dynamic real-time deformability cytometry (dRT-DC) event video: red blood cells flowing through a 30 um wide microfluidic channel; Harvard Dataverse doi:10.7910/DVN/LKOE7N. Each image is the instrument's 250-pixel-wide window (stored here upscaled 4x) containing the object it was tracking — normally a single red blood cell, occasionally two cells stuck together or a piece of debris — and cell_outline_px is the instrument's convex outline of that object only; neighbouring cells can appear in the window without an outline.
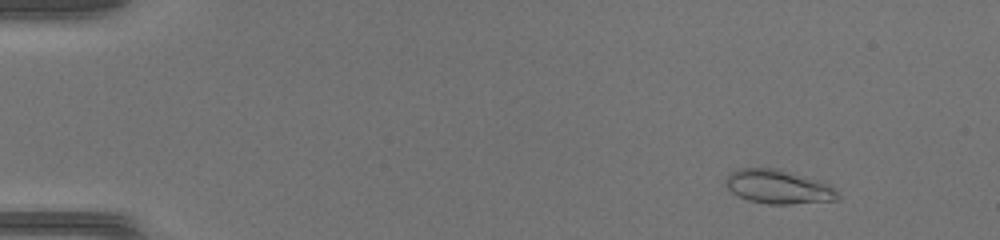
{"species": "common noctule bat (a hibernating species)", "species_latin": "Nyctalus noctula", "temperature_condition": "warm", "stored_images_in_passage": 47, "camera_frame_rate_fps": 3000, "um_per_image_px": 0.085, "animal": {"sex": "female", "body_mass_g": 17.0, "forearm_length_mm": 48.0}, "frame": {"image": 1, "passage_image": 6, "time_ms": 1.667, "image_size_px": [1000, 240], "cell_outline_px": [[840, 196], [836, 200], [792, 204], [768, 204], [748, 200], [732, 192], [724, 184], [724, 180], [732, 172], [740, 168], [780, 168], [824, 180]], "centroid_in_image_um": [66.18, 15.86], "position_along_channel_um": 18.8, "area_um2": 22.43}}
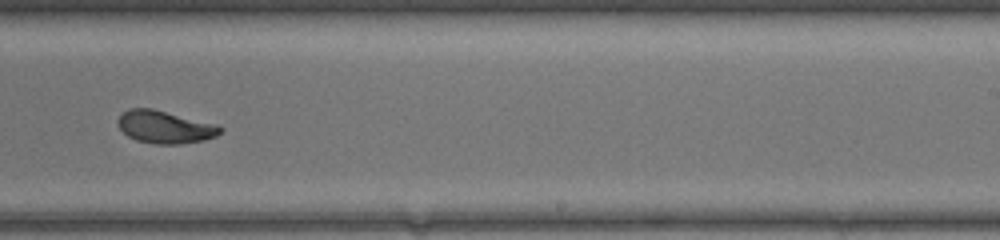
{"frame": {"image": 2, "passage_image": 31, "time_ms": 10.0, "image_size_px": [1000, 240], "cell_outline_px": [[224, 128], [216, 136], [204, 140], [180, 144], [152, 144], [136, 140], [128, 136], [116, 124], [116, 120], [128, 108], [152, 108], [216, 124]], "centroid_in_image_um": [14.0, 10.8], "position_along_channel_um": 275.0, "area_um2": 19.48}}
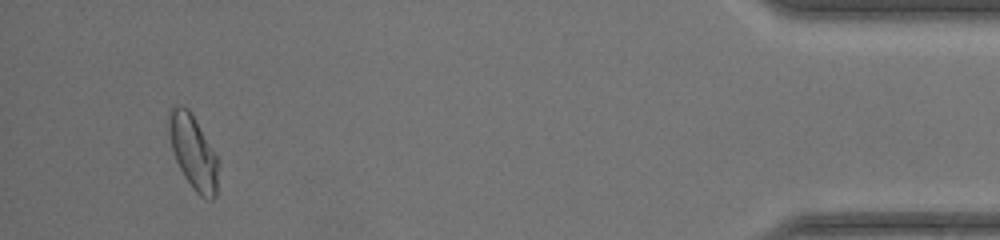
{"frame": {"image": 3, "passage_image": 45, "time_ms": 14.667, "image_size_px": [1000, 240], "cell_outline_px": [[220, 160], [216, 196], [212, 200], [208, 200], [200, 196], [192, 188], [184, 176], [176, 160], [172, 148], [168, 128], [168, 112], [176, 104], [188, 108]], "centroid_in_image_um": [16.45, 12.96], "position_along_channel_um": 418.7, "area_um2": 21.44}}